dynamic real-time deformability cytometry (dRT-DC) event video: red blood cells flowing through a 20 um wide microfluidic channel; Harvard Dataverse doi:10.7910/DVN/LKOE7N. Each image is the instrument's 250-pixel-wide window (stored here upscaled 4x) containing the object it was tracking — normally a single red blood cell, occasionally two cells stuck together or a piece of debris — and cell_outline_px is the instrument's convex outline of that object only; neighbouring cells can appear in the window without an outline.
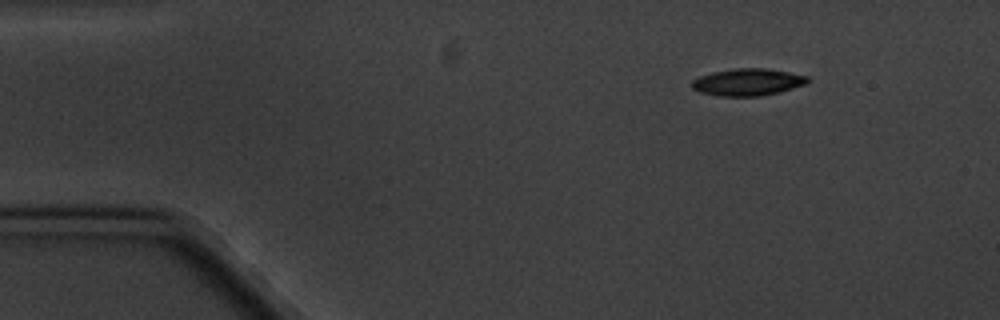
{"species": "common noctule bat (a hibernating species)", "species_latin": "Nyctalus noctula", "temperature_condition": "cold", "stored_images_in_passage": 5, "camera_frame_rate_fps": 3000, "um_per_image_px": 0.085, "animal": {"sex": "male", "body_mass_g": 20.1, "forearm_length_mm": 53.5}, "frame": {"image": 1, "passage_image": 5, "time_ms": 5.667, "image_size_px": [1000, 320], "cell_outline_px": [[808, 80], [804, 84], [780, 92], [760, 96], [716, 96], [700, 92], [692, 88], [692, 80], [700, 76], [712, 72], [736, 68], [768, 68], [808, 76]], "centroid_in_image_um": [63.53, 6.98], "position_along_channel_um": 21.5, "area_um2": 18.21}}